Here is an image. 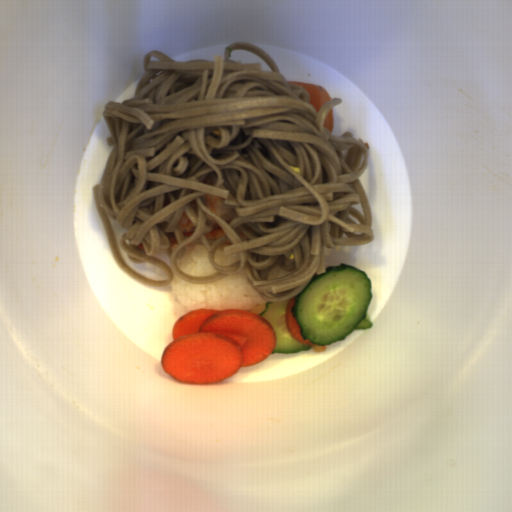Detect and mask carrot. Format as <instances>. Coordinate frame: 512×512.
Masks as SVG:
<instances>
[{"label": "carrot", "mask_w": 512, "mask_h": 512, "mask_svg": "<svg viewBox=\"0 0 512 512\" xmlns=\"http://www.w3.org/2000/svg\"><path fill=\"white\" fill-rule=\"evenodd\" d=\"M162 370L189 384L211 385L263 362L277 345L274 327L248 310L200 308L180 316Z\"/></svg>", "instance_id": "b8716197"}, {"label": "carrot", "mask_w": 512, "mask_h": 512, "mask_svg": "<svg viewBox=\"0 0 512 512\" xmlns=\"http://www.w3.org/2000/svg\"><path fill=\"white\" fill-rule=\"evenodd\" d=\"M288 85H298L305 89L310 95L309 104L312 105L317 113H319L323 104L330 102L332 99L323 86L300 81H286Z\"/></svg>", "instance_id": "cead05ca"}, {"label": "carrot", "mask_w": 512, "mask_h": 512, "mask_svg": "<svg viewBox=\"0 0 512 512\" xmlns=\"http://www.w3.org/2000/svg\"><path fill=\"white\" fill-rule=\"evenodd\" d=\"M295 303H296V300H295V297L293 296L289 299V301L285 307L284 320H285L286 329L288 330L290 335L293 338H295L297 341L302 342L306 345L313 346L314 344L309 339H307V340L303 339V336L301 335L300 326L297 323L296 318L293 317L291 308L294 307Z\"/></svg>", "instance_id": "1c9b5961"}, {"label": "carrot", "mask_w": 512, "mask_h": 512, "mask_svg": "<svg viewBox=\"0 0 512 512\" xmlns=\"http://www.w3.org/2000/svg\"><path fill=\"white\" fill-rule=\"evenodd\" d=\"M333 125H334V116H333V109L331 108L328 113H327V116L325 118V121H324V128H326L329 132L332 133L333 131Z\"/></svg>", "instance_id": "07d2c1c8"}]
</instances>
